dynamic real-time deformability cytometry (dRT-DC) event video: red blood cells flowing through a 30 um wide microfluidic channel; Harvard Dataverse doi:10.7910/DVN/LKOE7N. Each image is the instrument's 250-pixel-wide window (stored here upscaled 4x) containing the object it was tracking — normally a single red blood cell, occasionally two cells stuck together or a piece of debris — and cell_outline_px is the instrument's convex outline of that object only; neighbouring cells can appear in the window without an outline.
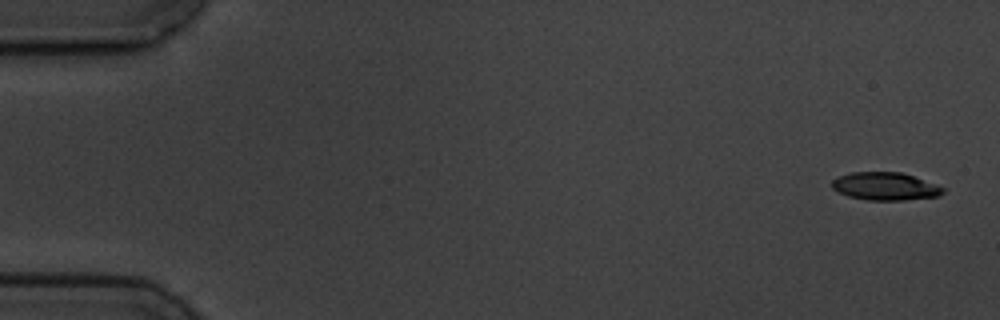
{"species": "common noctule bat (a hibernating species)", "species_latin": "Nyctalus noctula", "temperature_condition": "cold", "stored_images_in_passage": 5, "camera_frame_rate_fps": 3000, "um_per_image_px": 0.085, "animal": {"sex": "male", "body_mass_g": 19.5, "forearm_length_mm": 54.6}, "frame": {"image": 1, "passage_image": 1, "time_ms": 0.0, "image_size_px": [1000, 320], "cell_outline_px": [[944, 192], [936, 196], [904, 200], [868, 200], [848, 196], [832, 188], [832, 180], [840, 176], [852, 172], [900, 172], [912, 176], [944, 188]], "centroid_in_image_um": [75.2, 15.84], "position_along_channel_um": 9.8, "area_um2": 17.63}}
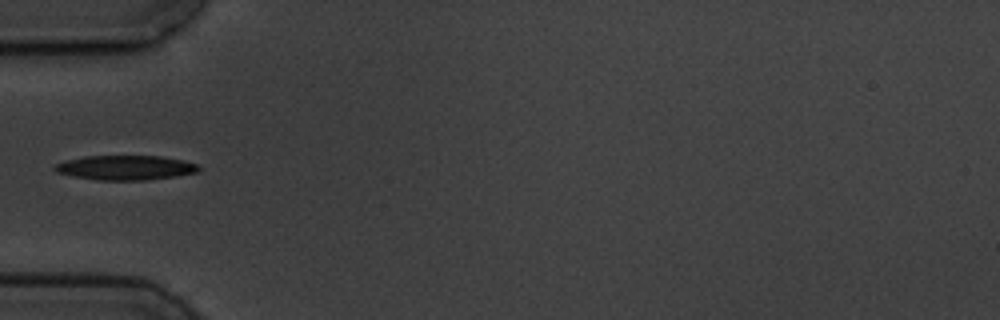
{"frame": {"image": 2, "passage_image": 5, "time_ms": 5.667, "image_size_px": [1000, 320], "cell_outline_px": [[200, 168], [196, 172], [176, 176], [148, 180], [96, 180], [56, 172], [52, 168], [56, 164], [68, 160], [88, 156], [160, 156], [184, 160], [196, 164]], "centroid_in_image_um": [10.68, 14.25], "position_along_channel_um": 74.3, "area_um2": 20.4}}